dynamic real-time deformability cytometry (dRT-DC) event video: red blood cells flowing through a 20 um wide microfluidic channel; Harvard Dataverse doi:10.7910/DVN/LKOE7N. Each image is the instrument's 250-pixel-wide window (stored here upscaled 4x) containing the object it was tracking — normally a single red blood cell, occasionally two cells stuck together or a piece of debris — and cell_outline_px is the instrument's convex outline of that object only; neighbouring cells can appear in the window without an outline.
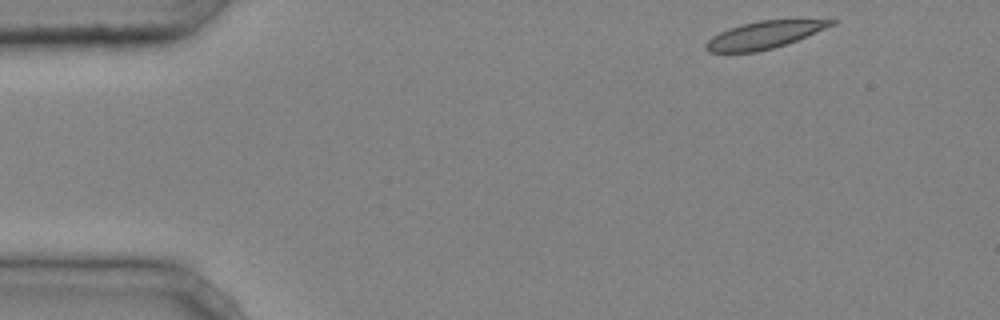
{"species": "common noctule bat (a hibernating species)", "species_latin": "Nyctalus noctula", "temperature_condition": "cold", "stored_images_in_passage": 36, "camera_frame_rate_fps": 3000, "um_per_image_px": 0.085, "animal": {"sex": "male", "body_mass_g": 20.4}, "frame": {"image": 1, "passage_image": 1, "time_ms": 0.0, "image_size_px": [1000, 320], "cell_outline_px": [[840, 20], [836, 24], [796, 40], [772, 48], [756, 52], [708, 52], [704, 48], [704, 44], [712, 36], [728, 28], [740, 24], [760, 20]], "centroid_in_image_um": [64.91, 2.97], "position_along_channel_um": 20.1, "area_um2": 19.77}}
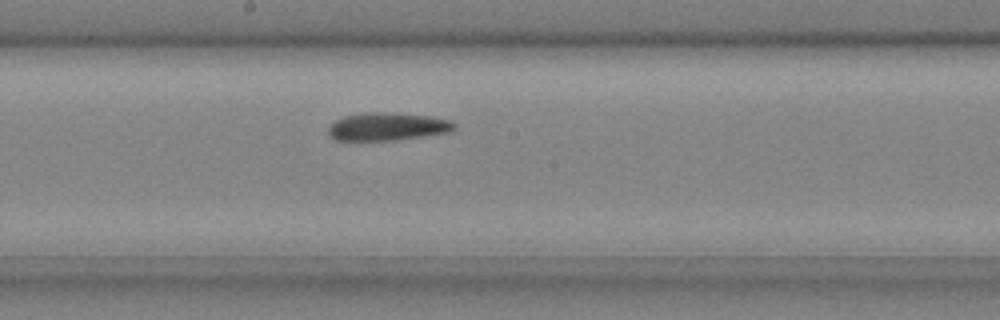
{"frame": {"image": 2, "passage_image": 21, "time_ms": 6.667, "image_size_px": [1000, 320], "cell_outline_px": [[456, 128], [452, 132], [396, 140], [336, 140], [328, 132], [328, 128], [336, 120], [344, 116], [360, 112], [388, 112], [428, 116], [452, 120], [456, 124]], "centroid_in_image_um": [32.98, 10.75], "position_along_channel_um": 215.2, "area_um2": 20.58}}
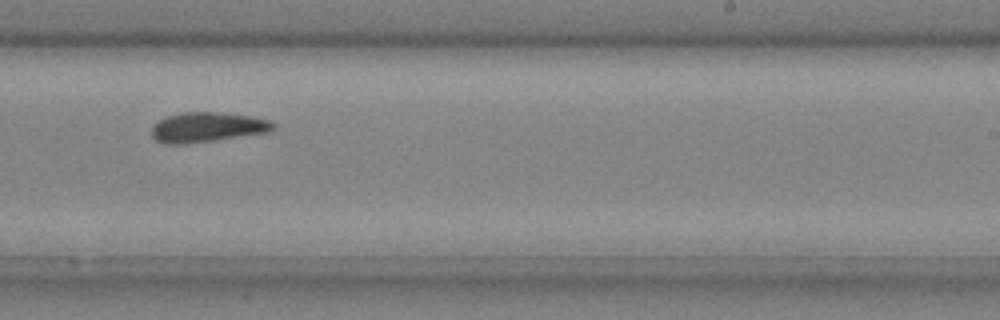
{"frame": {"image": 3, "passage_image": 25, "time_ms": 8.0, "image_size_px": [1000, 320], "cell_outline_px": [[276, 128], [272, 132], [184, 144], [168, 144], [156, 140], [152, 136], [152, 128], [160, 120], [168, 116], [180, 112], [220, 112], [252, 116], [268, 120]], "centroid_in_image_um": [17.65, 10.81], "position_along_channel_um": 271.4, "area_um2": 21.04}, "authors_computed_cell_mechanics": {"area_um2": 21.0392, "velocity_mm_per_s": 4.2085, "shape_relaxation_time_tau1_ms": 8.0588, "shape_relaxation_time_tau2_ms": 4.3214, "deformation_change_tau1": 0.1893, "deformation_change_tau2": 0.0935}}